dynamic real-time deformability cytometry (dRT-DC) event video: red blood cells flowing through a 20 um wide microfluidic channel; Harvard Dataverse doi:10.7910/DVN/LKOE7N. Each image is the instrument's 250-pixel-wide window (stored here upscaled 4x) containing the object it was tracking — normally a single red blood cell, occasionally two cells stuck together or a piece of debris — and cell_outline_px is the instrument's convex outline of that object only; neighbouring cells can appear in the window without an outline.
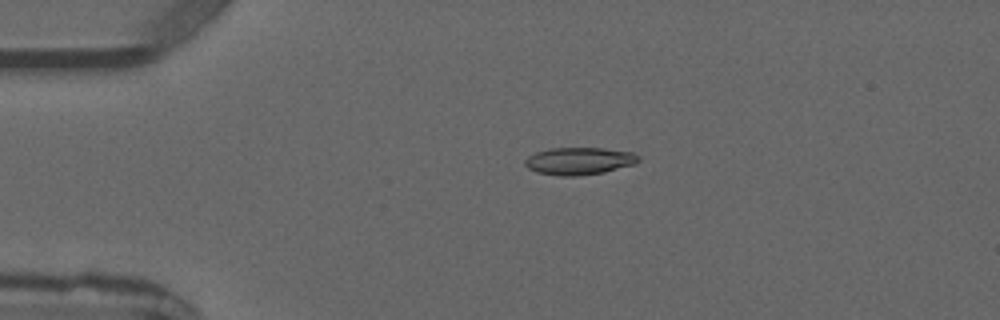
{"species": "common noctule bat (a hibernating species)", "species_latin": "Nyctalus noctula", "temperature_condition": "warm", "stored_images_in_passage": 4, "camera_frame_rate_fps": 3000, "um_per_image_px": 0.085, "animal": {"sex": "male", "forearm_length_mm": 52.5}, "frame": {"image": 1, "passage_image": 2, "time_ms": 1.0, "image_size_px": [1000, 320], "cell_outline_px": [[640, 160], [636, 164], [604, 172], [576, 176], [560, 176], [536, 172], [528, 168], [524, 164], [524, 160], [528, 156], [536, 152], [552, 148], [604, 148], [636, 152], [640, 156]], "centroid_in_image_um": [49.27, 13.68], "position_along_channel_um": 35.7, "area_um2": 18.32}}
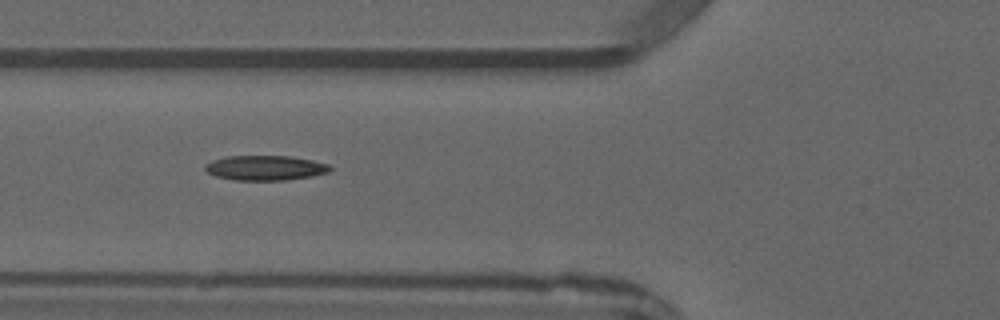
{"frame": {"image": 2, "passage_image": 4, "time_ms": 3.333, "image_size_px": [1000, 320], "cell_outline_px": [[332, 168], [328, 172], [312, 176], [288, 180], [236, 180], [216, 176], [208, 172], [204, 168], [204, 164], [212, 160], [228, 156], [292, 156], [312, 160], [328, 164]], "centroid_in_image_um": [22.55, 14.26], "position_along_channel_um": 103.3, "area_um2": 18.09}}